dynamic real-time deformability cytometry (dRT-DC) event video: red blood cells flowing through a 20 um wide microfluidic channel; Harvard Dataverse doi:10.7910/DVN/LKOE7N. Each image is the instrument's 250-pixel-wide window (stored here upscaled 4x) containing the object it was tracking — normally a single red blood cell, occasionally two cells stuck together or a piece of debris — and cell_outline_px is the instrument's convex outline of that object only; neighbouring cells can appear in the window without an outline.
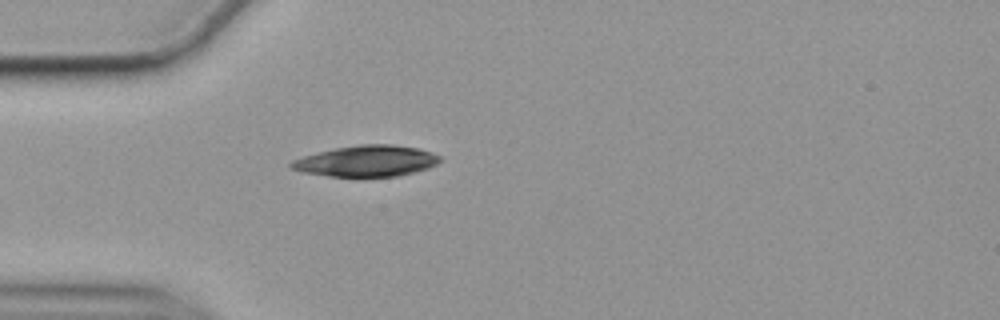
{"species": "common noctule bat (a hibernating species)", "species_latin": "Nyctalus noctula", "temperature_condition": "cold", "stored_images_in_passage": 38, "camera_frame_rate_fps": 3000, "um_per_image_px": 0.085, "animal": {"sex": "female", "body_mass_g": 19.9}, "frame": {"image": 1, "passage_image": 1, "time_ms": 0.0, "image_size_px": [1000, 320], "cell_outline_px": [[444, 160], [428, 168], [396, 176], [328, 176], [304, 172], [288, 168], [288, 164], [292, 160], [316, 152], [336, 148], [360, 144], [392, 144], [420, 148], [432, 152], [440, 156]], "centroid_in_image_um": [31.16, 13.67], "position_along_channel_um": 53.8, "area_um2": 26.99}}
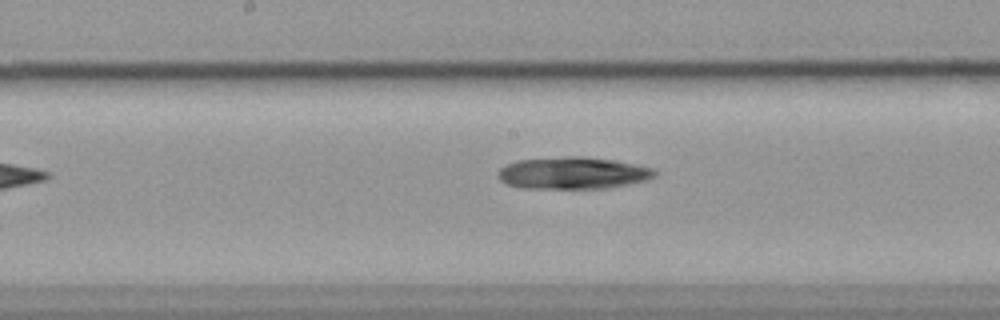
{"frame": {"image": 2, "passage_image": 14, "time_ms": 4.333, "image_size_px": [1000, 320], "cell_outline_px": [[656, 176], [648, 180], [608, 188], [520, 188], [508, 184], [500, 180], [496, 176], [496, 172], [504, 164], [516, 160], [568, 156], [584, 156], [616, 160], [652, 168], [656, 172]], "centroid_in_image_um": [48.66, 14.7], "position_along_channel_um": 199.5, "area_um2": 29.54}}
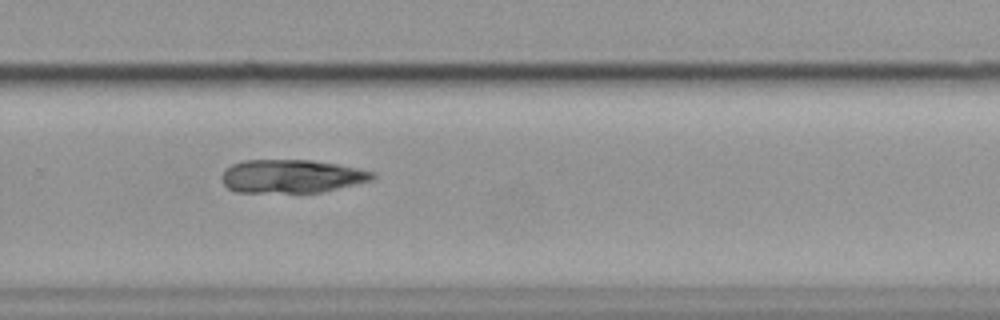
{"frame": {"image": 3, "passage_image": 23, "time_ms": 7.333, "image_size_px": [1000, 320], "cell_outline_px": [[376, 176], [372, 180], [320, 192], [236, 192], [228, 188], [220, 180], [220, 176], [224, 168], [232, 164], [244, 160], [308, 160], [336, 164], [376, 172]], "centroid_in_image_um": [24.73, 14.98], "position_along_channel_um": 305.1, "area_um2": 29.25}}